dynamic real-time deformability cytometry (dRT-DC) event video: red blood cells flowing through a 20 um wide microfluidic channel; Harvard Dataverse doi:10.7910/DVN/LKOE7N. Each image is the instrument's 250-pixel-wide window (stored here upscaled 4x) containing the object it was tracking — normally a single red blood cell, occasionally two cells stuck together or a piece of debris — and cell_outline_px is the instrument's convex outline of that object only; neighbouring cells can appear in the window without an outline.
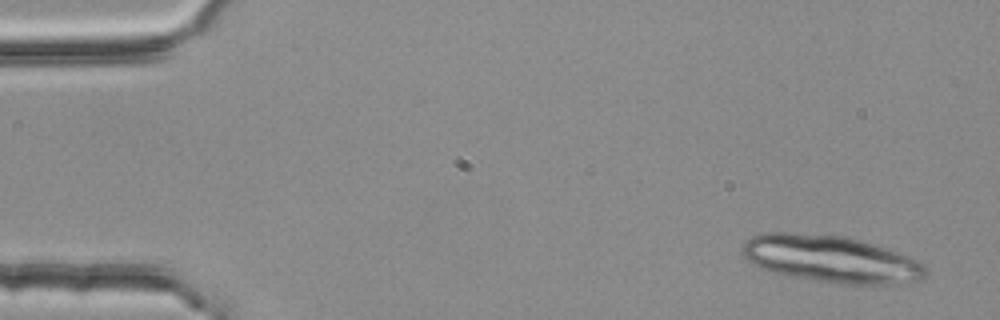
{"species": "common noctule bat (a hibernating species)", "species_latin": "Nyctalus noctula", "temperature_condition": "room temperature", "stored_images_in_passage": 4, "camera_frame_rate_fps": 3000, "um_per_image_px": 0.085, "animal": {"sex": "female", "body_mass_g": 25.1}, "frame": {"image": 1, "passage_image": 1, "time_ms": 0.0, "image_size_px": [1000, 320], "cell_outline_px": [[924, 280], [904, 284], [840, 284], [792, 276], [772, 272], [760, 268], [748, 260], [740, 252], [740, 248], [752, 236], [764, 232], [788, 232], [844, 236], [860, 240], [912, 256], [924, 264]], "centroid_in_image_um": [70.65, 22.02], "position_along_channel_um": 14.3, "area_um2": 50.46}}